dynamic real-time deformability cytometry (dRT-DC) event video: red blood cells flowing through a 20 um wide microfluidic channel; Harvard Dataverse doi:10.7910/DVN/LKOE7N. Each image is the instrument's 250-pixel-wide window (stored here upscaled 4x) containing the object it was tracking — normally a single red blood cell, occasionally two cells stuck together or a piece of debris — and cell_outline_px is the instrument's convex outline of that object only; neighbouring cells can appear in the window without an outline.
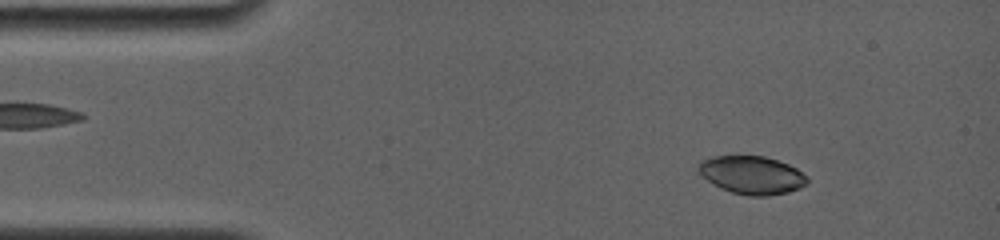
{"species": "common noctule bat (a hibernating species)", "species_latin": "Nyctalus noctula", "temperature_condition": "room temperature", "stored_images_in_passage": 64, "camera_frame_rate_fps": 4000, "um_per_image_px": 0.085, "animal": {"sex": "female", "body_mass_g": 19.0, "forearm_length_mm": 56.7}, "frame": {"image": 1, "passage_image": 8, "time_ms": 1.75, "image_size_px": [1000, 240], "cell_outline_px": [[808, 180], [800, 188], [788, 192], [768, 196], [748, 196], [732, 192], [720, 188], [708, 180], [696, 168], [700, 160], [712, 156], [764, 156], [788, 164], [796, 168], [808, 176]], "centroid_in_image_um": [63.9, 14.88], "position_along_channel_um": 21.1, "area_um2": 24.1}}
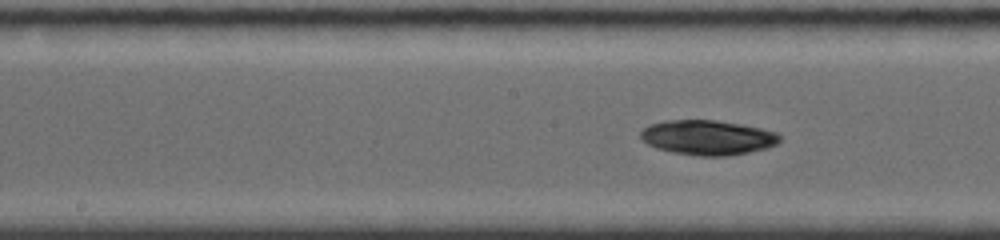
{"frame": {"image": 2, "passage_image": 32, "time_ms": 7.75, "image_size_px": [1000, 240], "cell_outline_px": [[780, 140], [776, 144], [768, 148], [728, 156], [700, 156], [672, 152], [656, 148], [648, 144], [640, 136], [640, 132], [648, 124], [664, 120], [716, 120], [740, 124], [760, 128], [776, 132], [780, 136]], "centroid_in_image_um": [60.14, 11.68], "position_along_channel_um": 188.1, "area_um2": 28.21}}
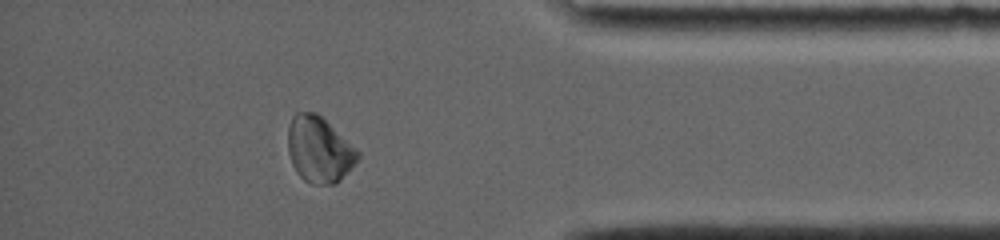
{"frame": {"image": 3, "passage_image": 56, "time_ms": 13.75, "image_size_px": [1000, 240], "cell_outline_px": [[360, 156], [340, 180], [336, 184], [308, 184], [296, 172], [292, 164], [288, 152], [288, 128], [292, 116], [296, 112], [316, 112], [356, 148], [360, 152]], "centroid_in_image_um": [27.1, 12.72], "position_along_channel_um": 408.1, "area_um2": 26.7}, "authors_computed_cell_mechanics": {"area_um2": 27.4839, "velocity_mm_per_s": 3.9023, "shape_relaxation_time_tau1_ms": 4.1722, "shape_relaxation_time_tau2_ms": null, "deformation_change_tau1": 0.1381, "deformation_change_tau2": null}}